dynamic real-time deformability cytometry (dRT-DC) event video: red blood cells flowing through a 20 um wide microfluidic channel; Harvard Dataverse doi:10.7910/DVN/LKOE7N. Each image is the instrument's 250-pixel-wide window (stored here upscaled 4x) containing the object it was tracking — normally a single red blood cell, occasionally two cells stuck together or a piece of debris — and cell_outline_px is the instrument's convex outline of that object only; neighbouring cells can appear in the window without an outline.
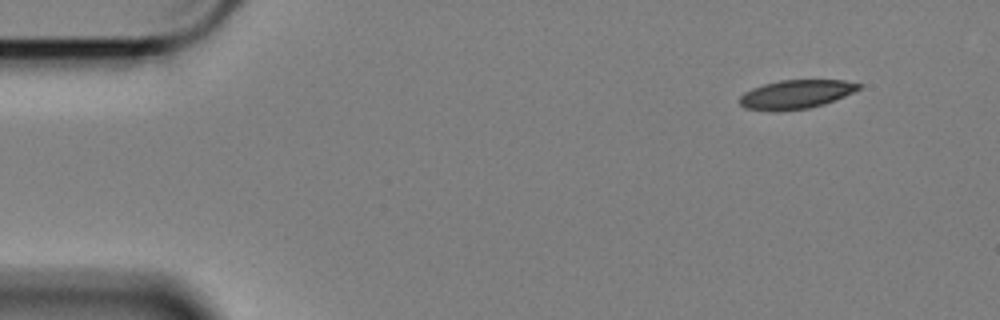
{"species": "Egyptian fruit bat (a non-hibernating species)", "species_latin": "Rousettus aegyptiacus", "temperature_condition": "cold", "stored_images_in_passage": 54, "camera_frame_rate_fps": 3000, "um_per_image_px": 0.085, "animal": {"sex": "female"}, "frame": {"image": 1, "passage_image": 1, "time_ms": 0.0, "image_size_px": [1000, 320], "cell_outline_px": [[860, 88], [844, 96], [824, 104], [808, 108], [744, 108], [740, 104], [740, 96], [744, 92], [752, 88], [764, 84], [780, 80], [844, 80], [860, 84]], "centroid_in_image_um": [67.69, 7.96], "position_along_channel_um": 17.3, "area_um2": 19.02}}
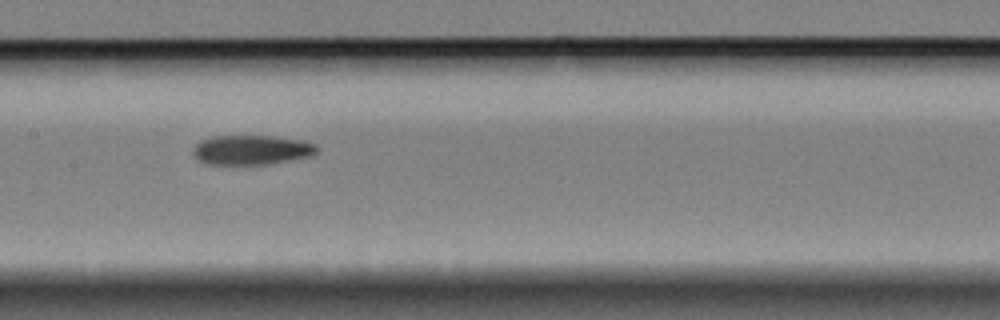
{"frame": {"image": 2, "passage_image": 24, "time_ms": 7.667, "image_size_px": [1000, 320], "cell_outline_px": [[320, 148], [312, 156], [268, 164], [244, 168], [204, 164], [196, 160], [192, 152], [192, 148], [200, 140], [212, 136], [276, 136], [304, 140], [316, 144]], "centroid_in_image_um": [21.33, 12.79], "position_along_channel_um": 186.1, "area_um2": 22.66}}
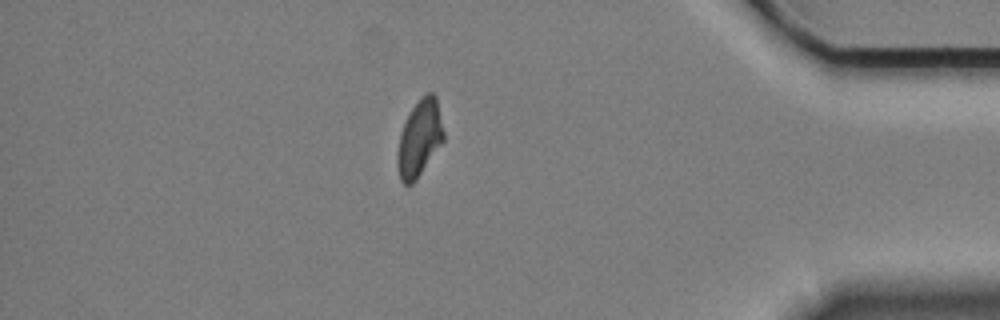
{"frame": {"image": 3, "passage_image": 46, "time_ms": 15.0, "image_size_px": [1000, 320], "cell_outline_px": [[444, 140], [416, 180], [412, 184], [404, 184], [400, 180], [396, 164], [396, 156], [400, 132], [412, 108], [420, 96], [428, 92], [432, 92], [436, 96], [444, 132]], "centroid_in_image_um": [35.64, 11.76], "position_along_channel_um": 399.6, "area_um2": 20.63}}